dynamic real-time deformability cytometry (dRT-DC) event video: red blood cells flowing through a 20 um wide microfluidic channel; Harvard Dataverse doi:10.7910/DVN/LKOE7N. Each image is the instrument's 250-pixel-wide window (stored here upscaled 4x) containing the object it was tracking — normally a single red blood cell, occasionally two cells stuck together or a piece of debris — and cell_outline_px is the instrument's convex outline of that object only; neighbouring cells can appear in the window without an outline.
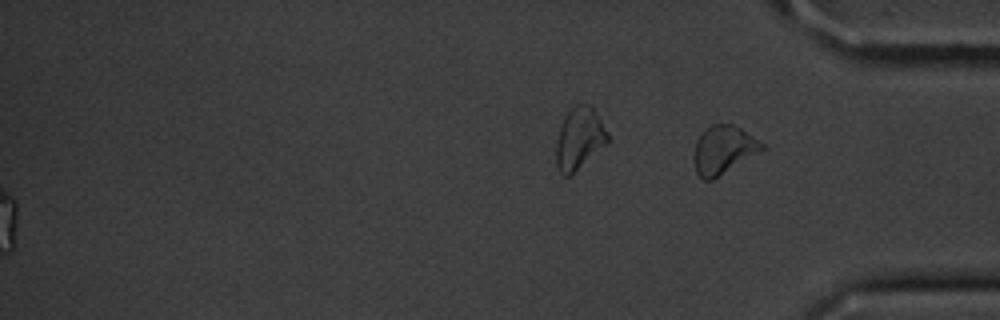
{"species": "common noctule bat (a hibernating species)", "species_latin": "Nyctalus noctula", "temperature_condition": "cold", "stored_images_in_passage": 40, "segment_of_instrument_passage": [2, 2], "camera_frame_rate_fps": 3000, "um_per_image_px": 0.085, "animal": {"sex": "male", "body_mass_g": 20.1, "forearm_length_mm": 53.5}, "frame": {"image": 1, "passage_image": 40, "time_ms": 13.0, "image_size_px": [1000, 320], "cell_outline_px": [[764, 148], [712, 180], [704, 180], [696, 172], [696, 140], [712, 124], [732, 124], [740, 128], [764, 144]], "centroid_in_image_um": [61.49, 12.72], "position_along_channel_um": 373.7, "area_um2": 18.15}}